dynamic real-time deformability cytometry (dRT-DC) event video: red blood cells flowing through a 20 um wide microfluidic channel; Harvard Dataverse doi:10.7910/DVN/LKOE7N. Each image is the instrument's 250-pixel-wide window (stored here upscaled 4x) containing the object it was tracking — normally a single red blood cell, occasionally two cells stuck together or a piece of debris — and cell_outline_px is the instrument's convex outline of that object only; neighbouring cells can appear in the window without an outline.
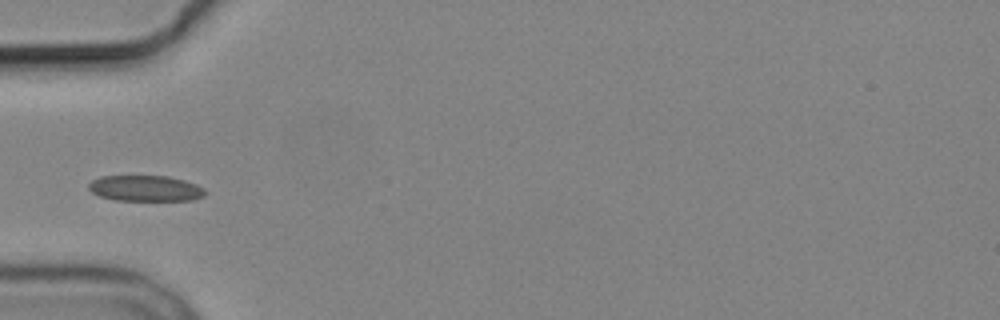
{"species": "common noctule bat (a hibernating species)", "species_latin": "Nyctalus noctula", "temperature_condition": "cold", "stored_images_in_passage": 3, "camera_frame_rate_fps": 3000, "um_per_image_px": 0.085, "animal": {"sex": "male", "body_mass_g": 19.2, "forearm_length_mm": 51.8}, "frame": {"image": 1, "passage_image": 3, "time_ms": 3.667, "image_size_px": [1000, 320], "cell_outline_px": [[208, 192], [204, 196], [192, 200], [116, 200], [100, 196], [92, 192], [88, 188], [88, 184], [92, 180], [100, 176], [168, 176], [184, 180], [196, 184], [204, 188]], "centroid_in_image_um": [12.38, 16.0], "position_along_channel_um": 72.6, "area_um2": 17.57}}